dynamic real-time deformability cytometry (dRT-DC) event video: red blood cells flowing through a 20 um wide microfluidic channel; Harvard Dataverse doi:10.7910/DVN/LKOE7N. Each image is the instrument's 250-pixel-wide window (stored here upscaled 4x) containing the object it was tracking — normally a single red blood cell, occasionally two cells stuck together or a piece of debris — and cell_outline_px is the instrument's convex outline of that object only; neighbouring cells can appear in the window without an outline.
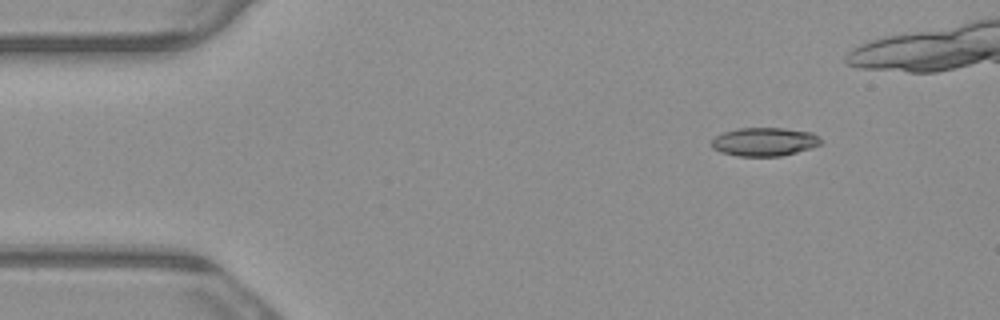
{"species": "common noctule bat (a hibernating species)", "species_latin": "Nyctalus noctula", "temperature_condition": "warm", "stored_images_in_passage": 4, "camera_frame_rate_fps": 3000, "um_per_image_px": 0.085, "animal": {"sex": "male", "body_mass_g": 23.1, "forearm_length_mm": 52.7}, "frame": {"image": 1, "passage_image": 2, "time_ms": 0.333, "image_size_px": [1000, 320], "cell_outline_px": [[824, 140], [820, 144], [812, 148], [780, 156], [736, 156], [720, 152], [712, 148], [712, 140], [716, 136], [724, 132], [736, 128], [784, 128], [812, 132]], "centroid_in_image_um": [64.99, 12.05], "position_along_channel_um": 20.0, "area_um2": 18.26}}